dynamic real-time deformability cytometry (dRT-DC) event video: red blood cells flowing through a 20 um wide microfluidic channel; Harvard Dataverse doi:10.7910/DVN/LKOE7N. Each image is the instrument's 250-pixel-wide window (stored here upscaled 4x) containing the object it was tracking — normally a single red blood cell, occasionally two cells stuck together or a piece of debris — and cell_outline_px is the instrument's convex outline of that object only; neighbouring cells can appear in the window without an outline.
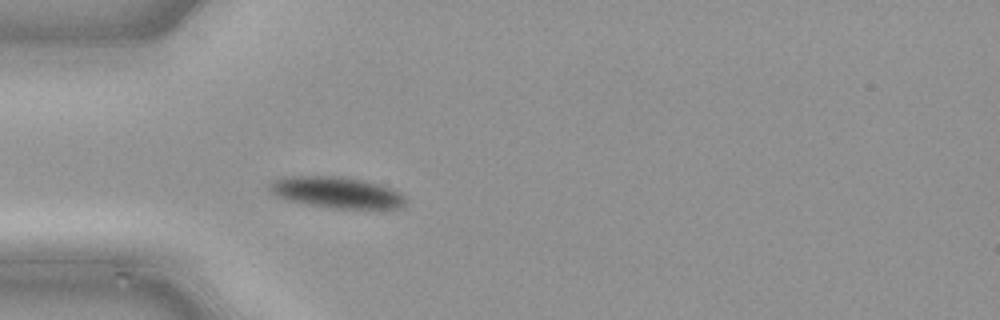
{"species": "common noctule bat (a hibernating species)", "species_latin": "Nyctalus noctula", "temperature_condition": "cold", "stored_images_in_passage": 41, "camera_frame_rate_fps": 3000, "um_per_image_px": 0.085, "animal": {"sex": "male", "body_mass_g": 21.5, "forearm_length_mm": 52.0}, "frame": {"image": 1, "passage_image": 7, "time_ms": 2.0, "image_size_px": [1000, 320], "cell_outline_px": [[404, 204], [400, 208], [336, 208], [288, 200], [276, 196], [268, 188], [268, 184], [284, 176], [344, 176], [364, 180], [380, 184], [392, 188], [400, 192], [404, 196]], "centroid_in_image_um": [28.62, 16.33], "position_along_channel_um": 56.4, "area_um2": 24.57}}
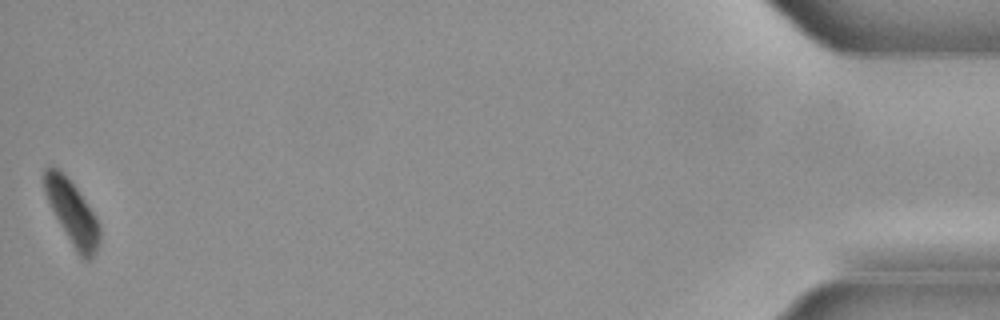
{"frame": {"image": 2, "passage_image": 41, "time_ms": 13.333, "image_size_px": [1000, 320], "cell_outline_px": [[100, 240], [96, 252], [88, 260], [84, 260], [76, 252], [60, 224], [44, 192], [44, 168], [52, 164], [64, 172], [76, 188], [96, 216], [100, 224]], "centroid_in_image_um": [6.14, 18.05], "position_along_channel_um": 429.1, "area_um2": 20.46}}